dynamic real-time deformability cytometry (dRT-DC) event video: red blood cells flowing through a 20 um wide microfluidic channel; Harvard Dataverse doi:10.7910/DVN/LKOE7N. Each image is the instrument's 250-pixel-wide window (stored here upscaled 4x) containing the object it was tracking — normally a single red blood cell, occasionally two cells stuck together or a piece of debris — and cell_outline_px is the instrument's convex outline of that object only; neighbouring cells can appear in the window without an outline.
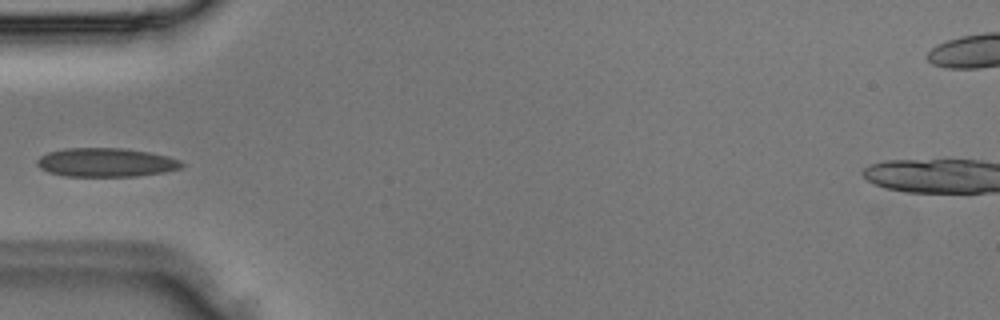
{"species": "Egyptian fruit bat (a non-hibernating species)", "species_latin": "Rousettus aegyptiacus", "temperature_condition": "room temperature", "stored_images_in_passage": 2, "camera_frame_rate_fps": 3000, "um_per_image_px": 0.085, "animal": {"sex": "male"}, "frame": {"image": 1, "passage_image": 2, "time_ms": 0.333, "image_size_px": [1000, 320], "cell_outline_px": [[184, 164], [180, 168], [164, 172], [136, 176], [64, 176], [48, 172], [40, 168], [36, 164], [36, 160], [40, 156], [48, 152], [64, 148], [124, 148], [148, 152], [168, 156], [180, 160]], "centroid_in_image_um": [8.98, 13.8], "position_along_channel_um": 76.0, "area_um2": 24.33}}